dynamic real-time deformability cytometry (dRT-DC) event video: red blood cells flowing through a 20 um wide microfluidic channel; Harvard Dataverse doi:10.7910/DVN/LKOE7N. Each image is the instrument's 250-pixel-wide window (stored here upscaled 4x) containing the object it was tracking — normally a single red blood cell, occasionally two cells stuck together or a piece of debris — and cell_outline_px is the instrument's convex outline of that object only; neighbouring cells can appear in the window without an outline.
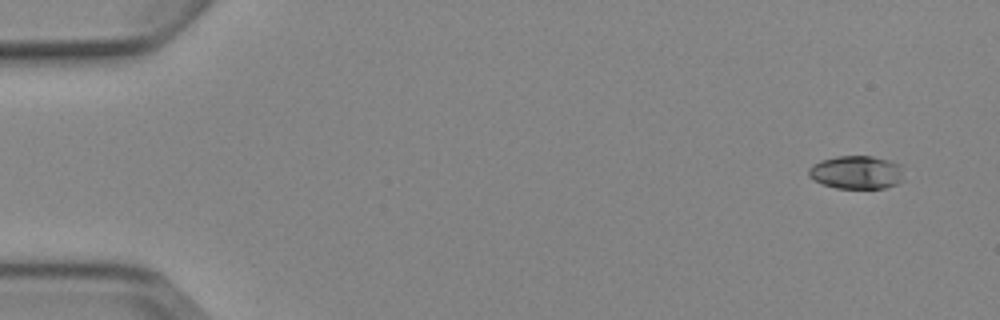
{"species": "Egyptian fruit bat (a non-hibernating species)", "species_latin": "Rousettus aegyptiacus", "temperature_condition": "cold", "stored_images_in_passage": 7, "camera_frame_rate_fps": 3000, "um_per_image_px": 0.085, "animal": {"sex": "female"}, "frame": {"image": 1, "passage_image": 1, "time_ms": 0.0, "image_size_px": [1000, 320], "cell_outline_px": [[900, 180], [896, 184], [884, 188], [836, 188], [820, 184], [812, 180], [808, 176], [808, 168], [812, 164], [820, 160], [836, 156], [872, 156], [888, 160], [900, 164]], "centroid_in_image_um": [72.7, 14.64], "position_along_channel_um": 12.3, "area_um2": 18.44}}
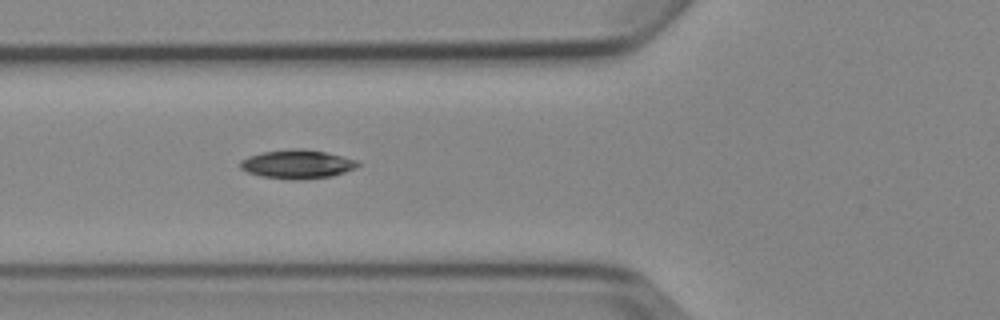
{"frame": {"image": 2, "passage_image": 6, "time_ms": 5.667, "image_size_px": [1000, 320], "cell_outline_px": [[360, 164], [356, 168], [332, 176], [300, 180], [292, 180], [260, 176], [248, 172], [240, 168], [240, 160], [248, 156], [264, 152], [292, 148], [300, 148], [324, 152], [344, 156], [356, 160]], "centroid_in_image_um": [25.26, 13.96], "position_along_channel_um": 100.5, "area_um2": 19.77}}
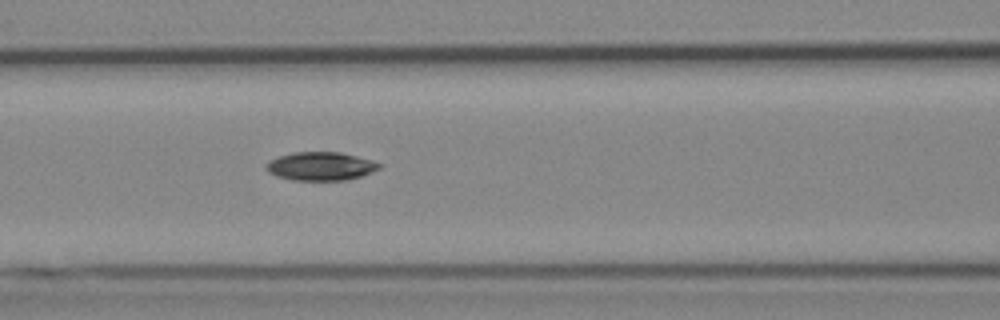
{"frame": {"image": 3, "passage_image": 7, "time_ms": 6.667, "image_size_px": [1000, 320], "cell_outline_px": [[384, 164], [380, 168], [360, 176], [348, 180], [292, 180], [276, 176], [268, 172], [264, 168], [268, 160], [292, 152], [340, 152], [372, 160]], "centroid_in_image_um": [27.24, 14.12], "position_along_channel_um": 139.4, "area_um2": 18.84}}